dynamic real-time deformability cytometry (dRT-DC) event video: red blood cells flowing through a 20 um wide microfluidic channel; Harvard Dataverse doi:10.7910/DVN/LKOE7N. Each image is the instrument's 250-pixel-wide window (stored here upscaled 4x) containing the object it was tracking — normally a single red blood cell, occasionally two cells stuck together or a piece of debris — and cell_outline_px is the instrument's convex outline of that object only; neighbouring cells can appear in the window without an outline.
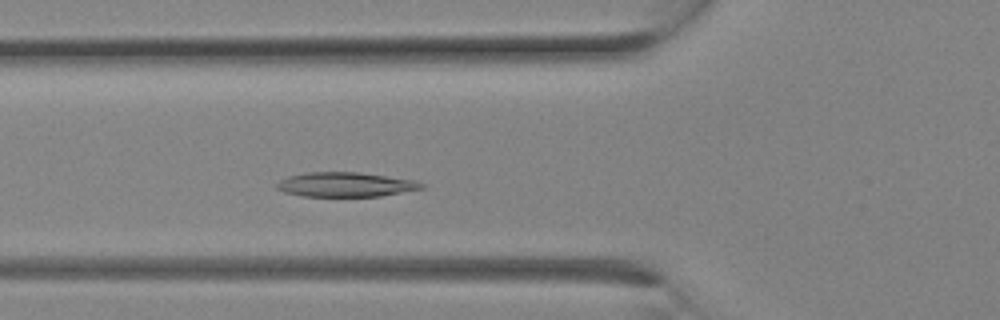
{"species": "Egyptian fruit bat (a non-hibernating species)", "species_latin": "Rousettus aegyptiacus", "temperature_condition": "room temperature", "stored_images_in_passage": 3, "camera_frame_rate_fps": 3000, "um_per_image_px": 0.085, "animal": {"sex": "female"}, "frame": {"image": 1, "passage_image": 3, "time_ms": 0.667, "image_size_px": [1000, 320], "cell_outline_px": [[424, 188], [380, 196], [300, 196], [284, 192], [276, 188], [276, 184], [280, 180], [288, 176], [308, 172], [360, 172], [420, 180], [424, 184]], "centroid_in_image_um": [29.41, 15.68], "position_along_channel_um": 96.4, "area_um2": 20.87}}